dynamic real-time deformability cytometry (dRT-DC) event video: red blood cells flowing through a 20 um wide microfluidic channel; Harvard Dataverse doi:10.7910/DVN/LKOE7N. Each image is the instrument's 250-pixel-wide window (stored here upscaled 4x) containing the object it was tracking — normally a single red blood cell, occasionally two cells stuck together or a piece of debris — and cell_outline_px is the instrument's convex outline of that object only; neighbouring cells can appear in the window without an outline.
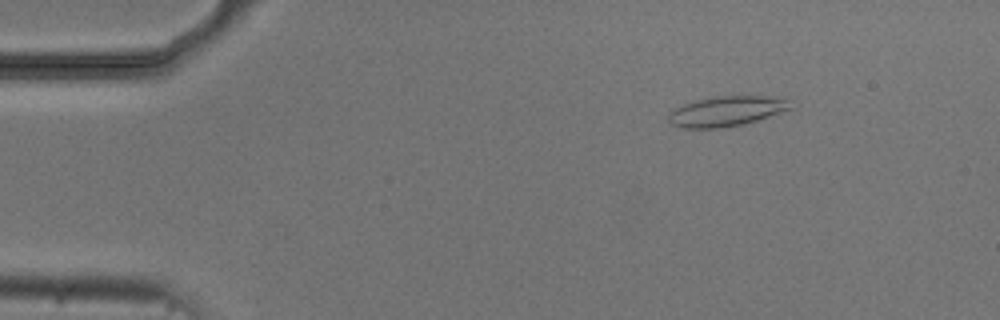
{"species": "common noctule bat (a hibernating species)", "species_latin": "Nyctalus noctula", "temperature_condition": "cold", "stored_images_in_passage": 3, "camera_frame_rate_fps": 3000, "um_per_image_px": 0.085, "animal": {"sex": "male", "body_mass_g": 20.5, "forearm_length_mm": 52.5}, "frame": {"image": 1, "passage_image": 1, "time_ms": 0.0, "image_size_px": [1000, 320], "cell_outline_px": [[792, 108], [756, 120], [740, 124], [720, 128], [684, 128], [672, 124], [668, 120], [668, 116], [676, 108], [692, 100], [708, 96], [768, 96], [788, 100]], "centroid_in_image_um": [61.7, 9.44], "position_along_channel_um": 23.3, "area_um2": 21.1}}